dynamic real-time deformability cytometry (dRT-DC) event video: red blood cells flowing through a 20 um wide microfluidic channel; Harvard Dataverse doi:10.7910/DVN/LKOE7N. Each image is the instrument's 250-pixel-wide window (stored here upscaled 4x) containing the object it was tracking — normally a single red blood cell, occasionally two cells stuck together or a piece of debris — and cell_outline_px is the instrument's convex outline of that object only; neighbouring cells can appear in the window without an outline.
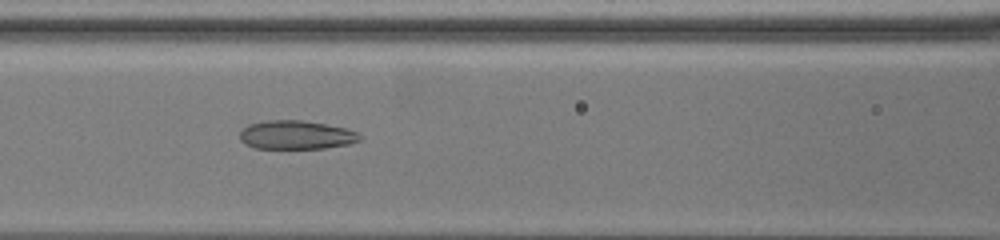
{"species": "common noctule bat (a hibernating species)", "species_latin": "Nyctalus noctula", "temperature_condition": "warm", "stored_images_in_passage": 34, "camera_frame_rate_fps": 3000, "um_per_image_px": 0.085, "animal": {"sex": "female", "body_mass_g": 19.5, "forearm_length_mm": 54.1}, "frame": {"image": 1, "passage_image": 5, "time_ms": 3.333, "image_size_px": [1000, 240], "cell_outline_px": [[360, 140], [348, 144], [324, 148], [252, 148], [244, 144], [240, 140], [240, 132], [248, 124], [264, 120], [300, 120], [348, 128], [356, 132], [360, 136]], "centroid_in_image_um": [25.13, 11.46], "position_along_channel_um": 141.5, "area_um2": 20.06}}
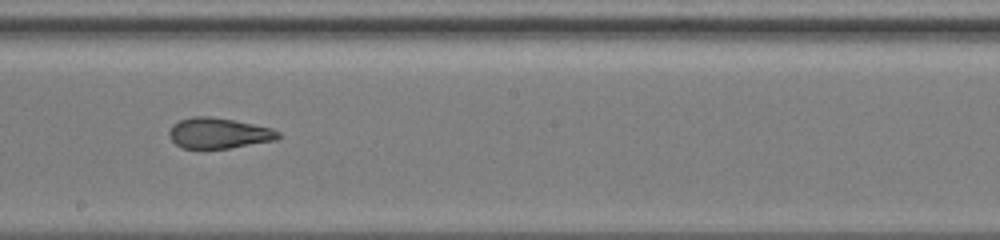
{"frame": {"image": 2, "passage_image": 12, "time_ms": 6.333, "image_size_px": [1000, 240], "cell_outline_px": [[280, 136], [276, 140], [228, 148], [180, 148], [168, 136], [168, 132], [172, 124], [180, 120], [192, 116], [208, 116], [232, 120], [272, 128], [280, 132]], "centroid_in_image_um": [18.55, 11.32], "position_along_channel_um": 229.6, "area_um2": 19.36}}
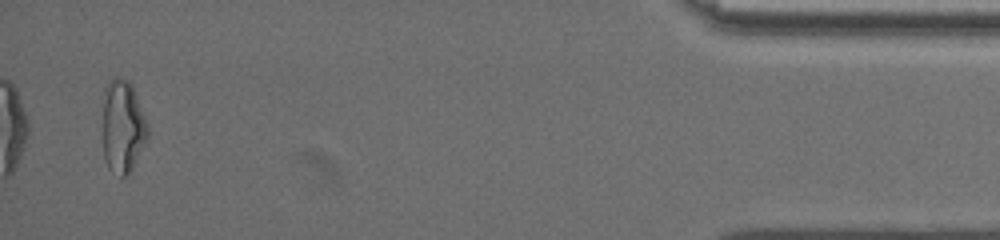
{"frame": {"image": 3, "passage_image": 33, "time_ms": 15.333, "image_size_px": [1000, 240], "cell_outline_px": [[148, 136], [128, 176], [120, 176], [108, 168], [104, 160], [104, 88], [108, 80], [116, 76], [120, 76], [128, 80], [132, 84], [148, 124]], "centroid_in_image_um": [10.44, 10.71], "position_along_channel_um": 424.8, "area_um2": 24.33}}